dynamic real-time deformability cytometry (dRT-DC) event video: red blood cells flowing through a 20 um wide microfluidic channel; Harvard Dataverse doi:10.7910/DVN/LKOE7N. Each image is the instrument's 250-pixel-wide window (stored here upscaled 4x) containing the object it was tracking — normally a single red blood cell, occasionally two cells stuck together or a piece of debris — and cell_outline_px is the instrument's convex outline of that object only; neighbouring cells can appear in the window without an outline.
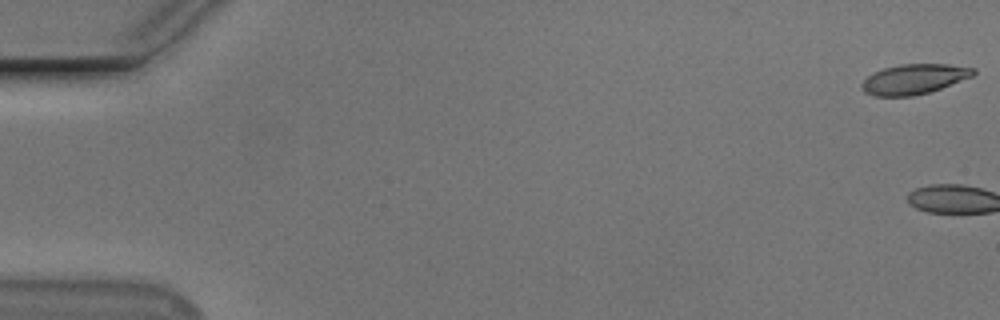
{"species": "Egyptian fruit bat (a non-hibernating species)", "species_latin": "Rousettus aegyptiacus", "temperature_condition": "cold", "stored_images_in_passage": 3, "camera_frame_rate_fps": 3000, "um_per_image_px": 0.085, "animal": {"sex": "male"}, "frame": {"image": 1, "passage_image": 1, "time_ms": 0.0, "image_size_px": [1000, 320], "cell_outline_px": [[976, 72], [972, 76], [940, 88], [928, 92], [912, 96], [876, 96], [864, 92], [860, 88], [860, 84], [872, 72], [884, 68], [900, 64], [948, 64], [976, 68]], "centroid_in_image_um": [77.66, 6.72], "position_along_channel_um": 7.3, "area_um2": 19.48}}